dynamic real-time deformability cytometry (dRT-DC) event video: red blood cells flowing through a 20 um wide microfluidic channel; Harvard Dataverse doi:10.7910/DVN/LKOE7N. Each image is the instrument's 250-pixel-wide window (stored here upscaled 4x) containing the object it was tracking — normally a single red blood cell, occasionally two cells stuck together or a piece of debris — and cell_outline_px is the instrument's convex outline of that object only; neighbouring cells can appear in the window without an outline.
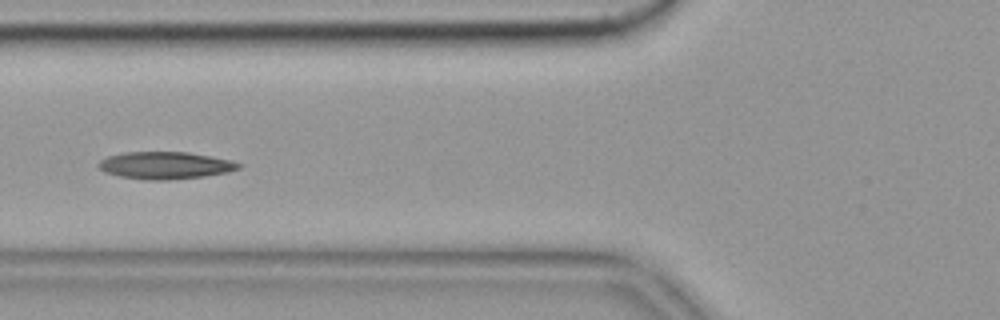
{"species": "common noctule bat (a hibernating species)", "species_latin": "Nyctalus noctula", "temperature_condition": "cold", "stored_images_in_passage": 45, "camera_frame_rate_fps": 3000, "um_per_image_px": 0.085, "animal": {"sex": "female", "body_mass_g": 19.9}, "frame": {"image": 1, "passage_image": 20, "time_ms": 6.333, "image_size_px": [1000, 320], "cell_outline_px": [[244, 164], [240, 168], [228, 172], [204, 176], [168, 180], [148, 180], [120, 176], [104, 172], [96, 164], [100, 160], [108, 156], [124, 152], [188, 152], [228, 160]], "centroid_in_image_um": [14.02, 14.06], "position_along_channel_um": 111.8, "area_um2": 22.14}, "authors_computed_cell_mechanics": {"area_um2": 21.7906, "velocity_mm_per_s": 3.5016, "shape_relaxation_time_tau1_ms": 6.8015, "shape_relaxation_time_tau2_ms": 2.5866, "deformation_change_tau1": 0.1532, "deformation_change_tau2": 0.0878}}